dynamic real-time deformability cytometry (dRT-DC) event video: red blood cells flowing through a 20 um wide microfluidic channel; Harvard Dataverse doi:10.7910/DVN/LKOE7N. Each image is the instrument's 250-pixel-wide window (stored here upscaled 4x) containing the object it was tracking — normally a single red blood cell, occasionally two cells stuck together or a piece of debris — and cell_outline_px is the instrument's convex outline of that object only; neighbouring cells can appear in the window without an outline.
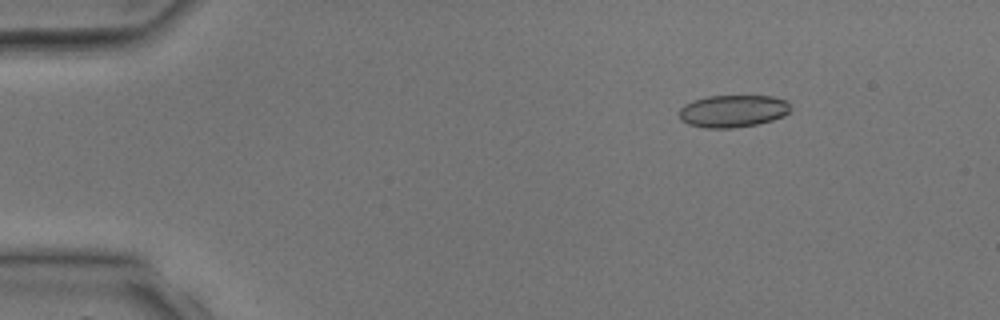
{"species": "common noctule bat (a hibernating species)", "species_latin": "Nyctalus noctula", "temperature_condition": "room temperature", "stored_images_in_passage": 3, "camera_frame_rate_fps": 3000, "um_per_image_px": 0.085, "animal": {"sex": "male", "body_mass_g": 17.9, "forearm_length_mm": 54.2}, "frame": {"image": 1, "passage_image": 1, "time_ms": 0.0, "image_size_px": [1000, 320], "cell_outline_px": [[792, 108], [784, 116], [772, 120], [756, 124], [732, 128], [704, 128], [688, 124], [680, 120], [680, 108], [684, 104], [692, 100], [708, 96], [772, 96], [788, 100]], "centroid_in_image_um": [62.31, 9.43], "position_along_channel_um": 22.7, "area_um2": 21.15}}